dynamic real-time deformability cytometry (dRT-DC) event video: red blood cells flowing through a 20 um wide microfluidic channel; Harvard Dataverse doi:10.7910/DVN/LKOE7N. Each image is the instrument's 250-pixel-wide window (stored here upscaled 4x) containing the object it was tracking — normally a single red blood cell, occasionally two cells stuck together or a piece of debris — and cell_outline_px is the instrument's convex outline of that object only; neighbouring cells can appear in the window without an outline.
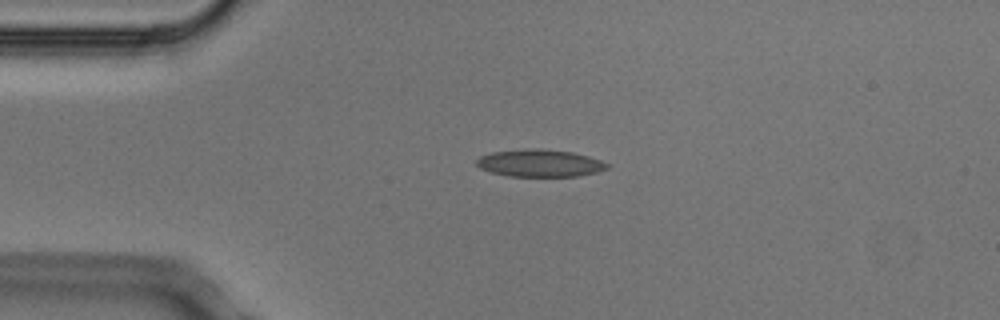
{"species": "Egyptian fruit bat (a non-hibernating species)", "species_latin": "Rousettus aegyptiacus", "temperature_condition": "cold", "stored_images_in_passage": 3, "camera_frame_rate_fps": 3000, "um_per_image_px": 0.085, "animal": {"sex": "male"}, "frame": {"image": 1, "passage_image": 2, "time_ms": 0.333, "image_size_px": [1000, 320], "cell_outline_px": [[608, 168], [596, 172], [576, 176], [512, 176], [492, 172], [480, 168], [476, 164], [476, 160], [480, 156], [492, 152], [532, 148], [544, 148], [572, 152], [588, 156], [600, 160], [608, 164]], "centroid_in_image_um": [45.88, 13.85], "position_along_channel_um": 39.1, "area_um2": 20.63}}